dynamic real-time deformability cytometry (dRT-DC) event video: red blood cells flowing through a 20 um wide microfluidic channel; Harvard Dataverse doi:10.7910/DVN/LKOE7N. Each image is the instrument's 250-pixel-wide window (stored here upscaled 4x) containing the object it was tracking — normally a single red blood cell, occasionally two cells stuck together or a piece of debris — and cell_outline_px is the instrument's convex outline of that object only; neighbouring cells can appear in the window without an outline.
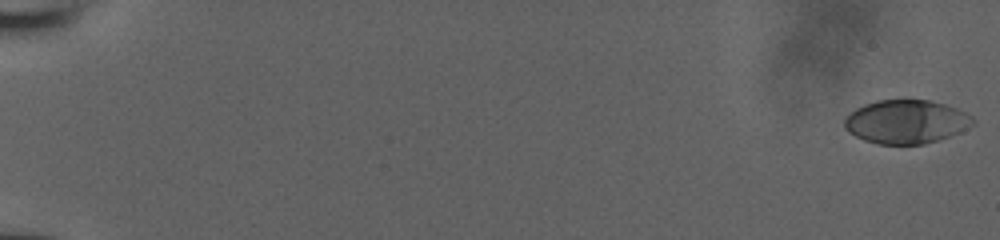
{"species": "human", "species_latin": "Homo sapiens", "temperature_condition": "room temperature", "stored_images_in_passage": 54, "camera_frame_rate_fps": 3000, "um_per_image_px": 0.085, "donor": {"sex": "male"}, "frame": {"image": 1, "passage_image": 1, "time_ms": 0.0, "image_size_px": [1000, 240], "cell_outline_px": [[976, 124], [960, 132], [924, 144], [876, 144], [864, 140], [848, 132], [844, 128], [844, 120], [856, 108], [864, 104], [876, 100], [928, 100], [944, 104], [956, 108], [972, 116], [976, 120]], "centroid_in_image_um": [77.03, 10.35], "position_along_channel_um": 8.0, "area_um2": 32.66}}
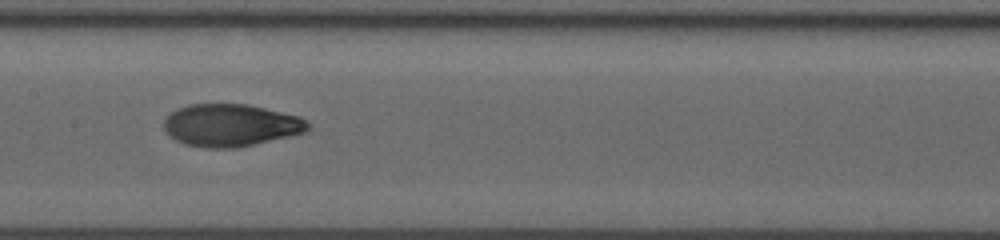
{"frame": {"image": 2, "passage_image": 30, "time_ms": 9.667, "image_size_px": [1000, 240], "cell_outline_px": [[308, 128], [304, 132], [288, 136], [236, 148], [208, 148], [184, 144], [176, 140], [164, 128], [164, 120], [172, 112], [188, 104], [248, 104], [300, 116], [308, 124]], "centroid_in_image_um": [19.6, 10.64], "position_along_channel_um": 187.8, "area_um2": 35.14}}
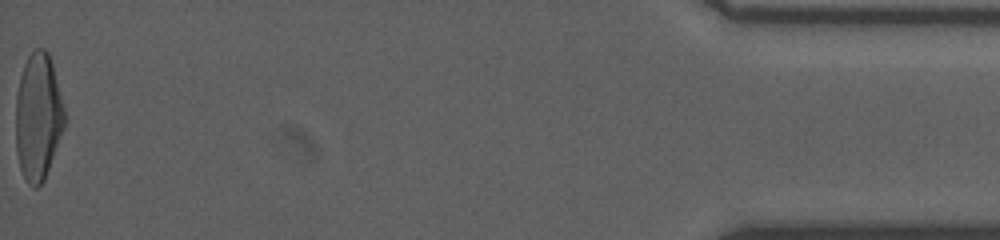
{"frame": {"image": 3, "passage_image": 54, "time_ms": 17.667, "image_size_px": [1000, 240], "cell_outline_px": [[64, 128], [44, 180], [36, 188], [32, 188], [24, 180], [20, 168], [16, 152], [16, 96], [20, 76], [24, 64], [28, 56], [36, 48], [44, 48], [48, 52], [52, 64], [64, 108]], "centroid_in_image_um": [3.22, 9.96], "position_along_channel_um": 432.0, "area_um2": 36.01}}